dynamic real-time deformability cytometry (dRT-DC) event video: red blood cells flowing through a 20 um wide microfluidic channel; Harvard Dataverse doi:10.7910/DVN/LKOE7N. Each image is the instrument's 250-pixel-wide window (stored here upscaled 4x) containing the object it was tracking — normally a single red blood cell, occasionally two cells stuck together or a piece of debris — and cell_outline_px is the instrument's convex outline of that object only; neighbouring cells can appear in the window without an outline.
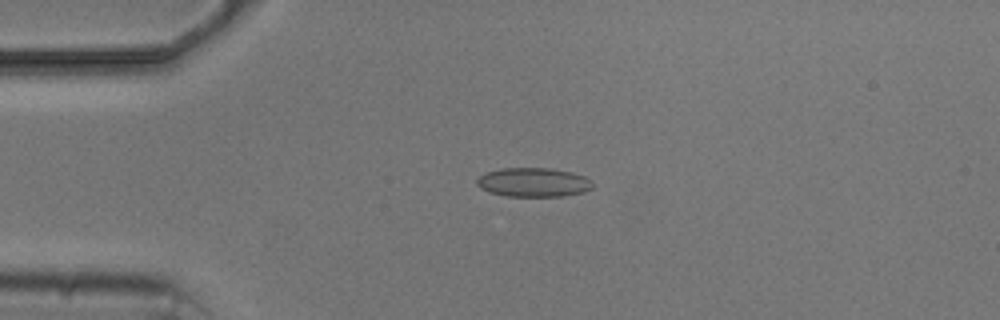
{"species": "common noctule bat (a hibernating species)", "species_latin": "Nyctalus noctula", "temperature_condition": "cold", "stored_images_in_passage": 5, "camera_frame_rate_fps": 3000, "um_per_image_px": 0.085, "animal": {"sex": "male", "body_mass_g": 20.5, "forearm_length_mm": 52.5}, "frame": {"image": 1, "passage_image": 2, "time_ms": 1.0, "image_size_px": [1000, 320], "cell_outline_px": [[592, 188], [584, 192], [564, 196], [508, 196], [488, 192], [480, 188], [476, 184], [476, 180], [480, 176], [488, 172], [504, 168], [548, 168], [572, 172], [584, 176], [592, 184]], "centroid_in_image_um": [45.33, 15.5], "position_along_channel_um": 39.7, "area_um2": 19.48}}
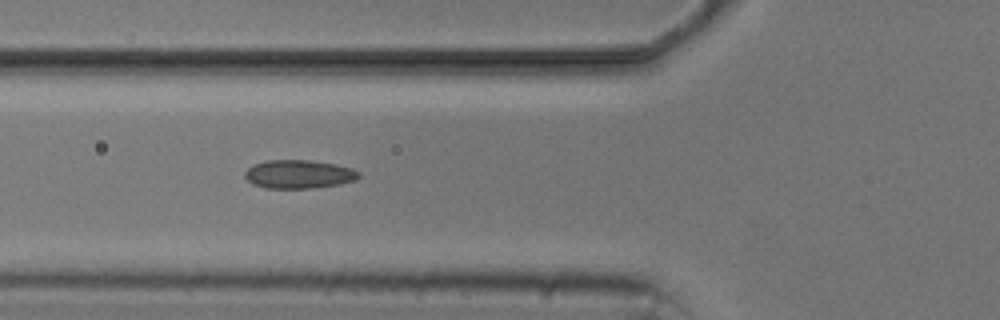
{"frame": {"image": 2, "passage_image": 4, "time_ms": 3.333, "image_size_px": [1000, 320], "cell_outline_px": [[360, 176], [356, 180], [340, 184], [312, 188], [264, 188], [252, 184], [244, 176], [244, 172], [252, 164], [268, 160], [312, 160], [336, 164], [352, 168], [360, 172]], "centroid_in_image_um": [25.4, 14.8], "position_along_channel_um": 100.4, "area_um2": 19.13}}
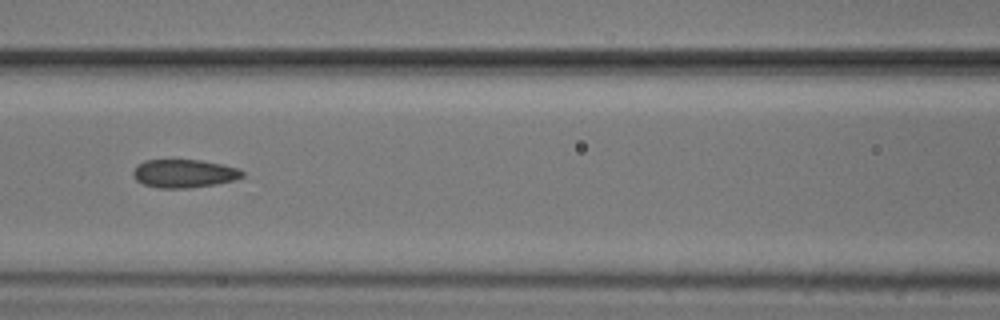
{"frame": {"image": 3, "passage_image": 5, "time_ms": 4.667, "image_size_px": [1000, 320], "cell_outline_px": [[244, 176], [236, 180], [216, 184], [188, 188], [160, 188], [144, 184], [136, 180], [132, 176], [132, 172], [136, 164], [144, 160], [200, 160], [240, 168], [244, 172]], "centroid_in_image_um": [15.64, 14.74], "position_along_channel_um": 151.0, "area_um2": 18.15}}